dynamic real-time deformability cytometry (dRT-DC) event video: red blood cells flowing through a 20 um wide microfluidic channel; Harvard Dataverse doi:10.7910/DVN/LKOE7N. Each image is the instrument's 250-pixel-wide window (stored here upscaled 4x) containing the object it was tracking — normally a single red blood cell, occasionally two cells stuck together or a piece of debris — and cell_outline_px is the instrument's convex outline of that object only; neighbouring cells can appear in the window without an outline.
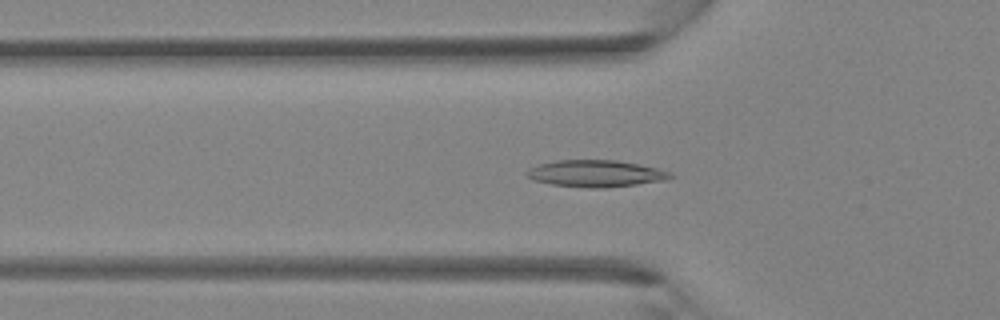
{"species": "Egyptian fruit bat (a non-hibernating species)", "species_latin": "Rousettus aegyptiacus", "temperature_condition": "room temperature", "stored_images_in_passage": 40, "camera_frame_rate_fps": 3000, "um_per_image_px": 0.085, "animal": {"sex": "female"}, "frame": {"image": 1, "passage_image": 13, "time_ms": 4.0, "image_size_px": [1000, 320], "cell_outline_px": [[676, 176], [668, 180], [604, 188], [588, 188], [552, 184], [532, 180], [524, 172], [528, 168], [536, 164], [556, 160], [616, 160], [640, 164], [672, 172]], "centroid_in_image_um": [50.64, 14.74], "position_along_channel_um": 75.2, "area_um2": 22.72}}
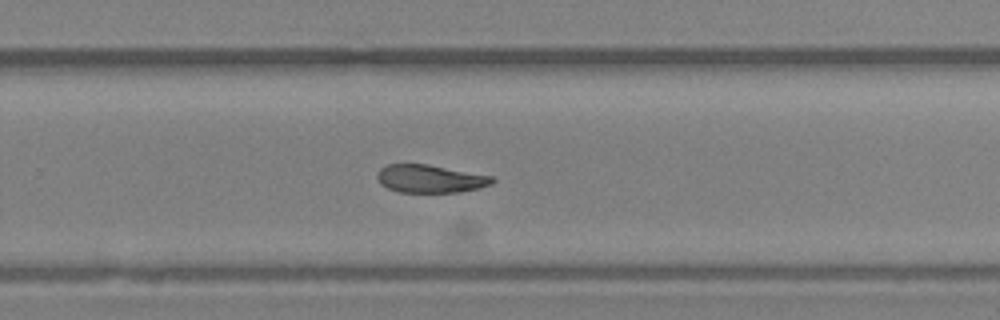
{"frame": {"image": 2, "passage_image": 26, "time_ms": 8.333, "image_size_px": [1000, 320], "cell_outline_px": [[496, 180], [492, 184], [480, 188], [460, 192], [400, 192], [388, 188], [380, 184], [376, 176], [380, 168], [388, 164], [428, 164], [492, 176]], "centroid_in_image_um": [36.57, 15.19], "position_along_channel_um": 293.2, "area_um2": 18.79}}
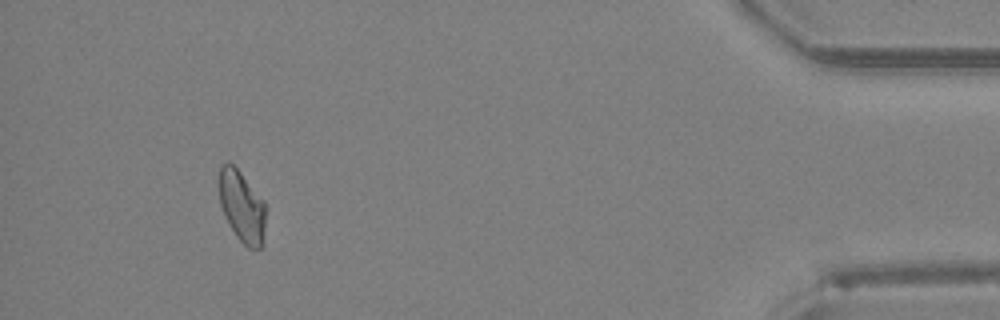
{"frame": {"image": 3, "passage_image": 37, "time_ms": 12.0, "image_size_px": [1000, 320], "cell_outline_px": [[268, 208], [260, 248], [248, 248], [236, 236], [228, 224], [224, 216], [220, 204], [220, 164], [232, 164], [240, 172], [264, 200]], "centroid_in_image_um": [20.59, 17.56], "position_along_channel_um": 414.6, "area_um2": 19.31}}